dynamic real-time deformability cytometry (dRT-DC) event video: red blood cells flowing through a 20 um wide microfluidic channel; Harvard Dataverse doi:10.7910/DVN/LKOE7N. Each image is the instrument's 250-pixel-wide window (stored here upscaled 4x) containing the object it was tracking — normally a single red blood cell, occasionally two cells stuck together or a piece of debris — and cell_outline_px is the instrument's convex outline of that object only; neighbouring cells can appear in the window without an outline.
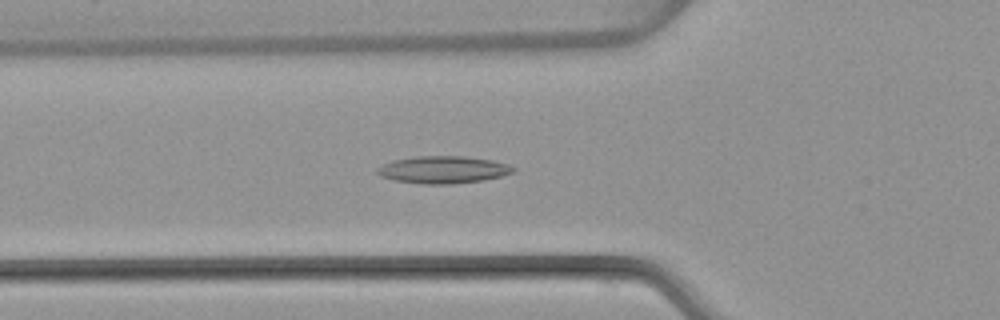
{"species": "common noctule bat (a hibernating species)", "species_latin": "Nyctalus noctula", "temperature_condition": "warm", "stored_images_in_passage": 39, "camera_frame_rate_fps": 3000, "um_per_image_px": 0.085, "animal": {"sex": "female", "body_mass_g": 22.7, "forearm_length_mm": 54.2}, "frame": {"image": 1, "passage_image": 6, "time_ms": 1.667, "image_size_px": [1000, 320], "cell_outline_px": [[516, 168], [512, 172], [500, 176], [484, 180], [452, 184], [424, 184], [396, 180], [380, 176], [376, 172], [376, 168], [392, 160], [416, 156], [464, 156], [492, 160], [508, 164]], "centroid_in_image_um": [37.65, 14.42], "position_along_channel_um": 88.1, "area_um2": 21.56}}
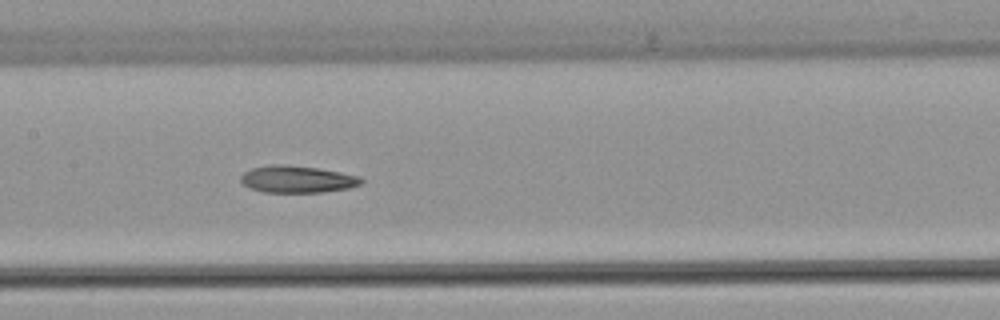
{"frame": {"image": 2, "passage_image": 13, "time_ms": 4.0, "image_size_px": [1000, 320], "cell_outline_px": [[364, 180], [360, 184], [348, 188], [324, 192], [264, 192], [252, 188], [244, 184], [240, 180], [240, 176], [244, 172], [252, 168], [272, 164], [284, 164], [316, 168], [360, 176]], "centroid_in_image_um": [25.26, 15.23], "position_along_channel_um": 182.1, "area_um2": 18.79}}
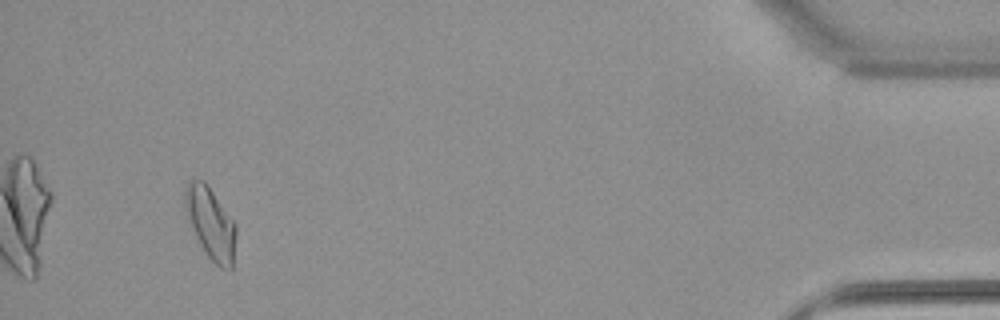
{"frame": {"image": 3, "passage_image": 36, "time_ms": 11.667, "image_size_px": [1000, 320], "cell_outline_px": [[236, 236], [232, 268], [220, 268], [204, 252], [196, 236], [188, 216], [184, 204], [184, 188], [188, 180], [204, 180], [236, 224]], "centroid_in_image_um": [17.9, 18.96], "position_along_channel_um": 417.3, "area_um2": 20.98}, "authors_computed_cell_mechanics": {"area_um2": 19.2474, "velocity_mm_per_s": 4.0052, "shape_relaxation_time_tau1_ms": null, "shape_relaxation_time_tau2_ms": 10.4681, "deformation_change_tau1": null, "deformation_change_tau2": 0.2257}}